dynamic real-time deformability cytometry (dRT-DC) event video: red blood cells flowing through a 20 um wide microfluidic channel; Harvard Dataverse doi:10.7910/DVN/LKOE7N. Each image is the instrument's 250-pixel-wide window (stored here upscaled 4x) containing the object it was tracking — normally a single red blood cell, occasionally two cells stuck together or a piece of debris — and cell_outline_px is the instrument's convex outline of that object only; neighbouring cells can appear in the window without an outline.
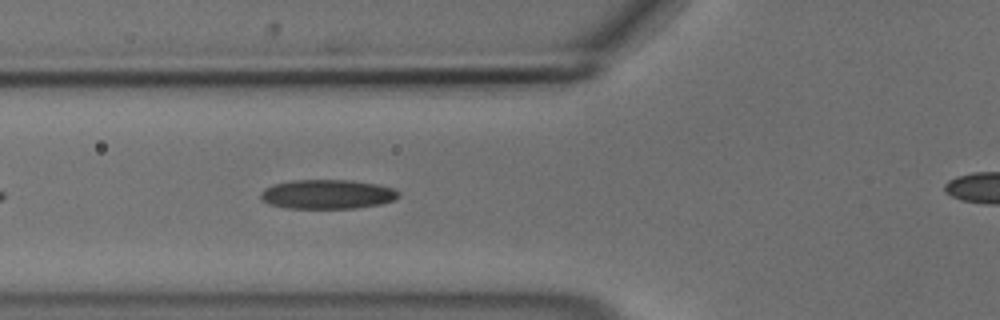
{"species": "common noctule bat (a hibernating species)", "species_latin": "Nyctalus noctula", "temperature_condition": "cold", "stored_images_in_passage": 36, "camera_frame_rate_fps": 3000, "um_per_image_px": 0.085, "animal": {"sex": "male", "body_mass_g": 18.8}, "frame": {"image": 1, "passage_image": 8, "time_ms": 2.333, "image_size_px": [1000, 320], "cell_outline_px": [[400, 196], [396, 200], [380, 204], [356, 208], [284, 208], [268, 204], [260, 200], [260, 192], [264, 188], [272, 184], [292, 180], [352, 180], [376, 184], [392, 188], [400, 192]], "centroid_in_image_um": [27.79, 16.51], "position_along_channel_um": 98.0, "area_um2": 23.87}}
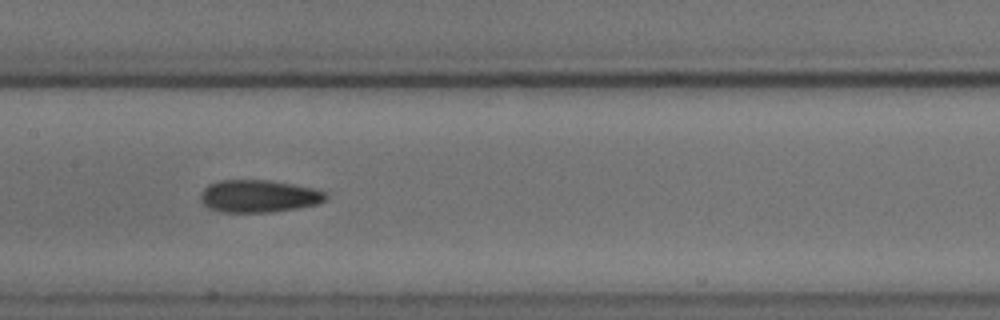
{"frame": {"image": 2, "passage_image": 15, "time_ms": 4.667, "image_size_px": [1000, 320], "cell_outline_px": [[328, 196], [324, 200], [316, 204], [296, 208], [272, 212], [220, 212], [208, 208], [200, 200], [200, 192], [208, 184], [220, 180], [268, 180], [292, 184], [312, 188], [324, 192]], "centroid_in_image_um": [21.93, 16.67], "position_along_channel_um": 185.5, "area_um2": 23.64}}
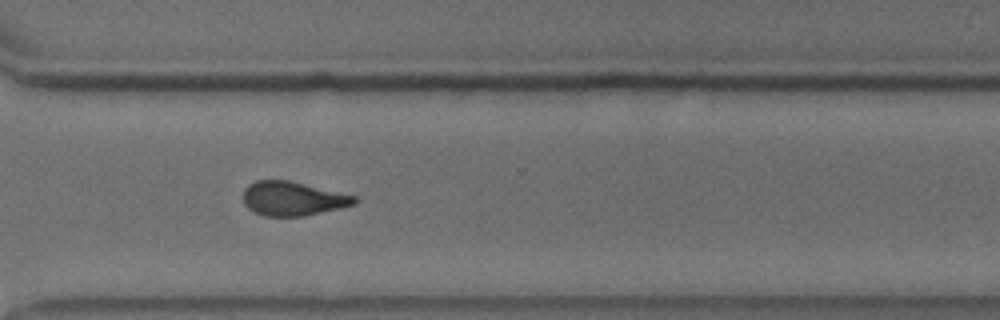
{"frame": {"image": 3, "passage_image": 28, "time_ms": 9.0, "image_size_px": [1000, 320], "cell_outline_px": [[356, 204], [340, 208], [304, 216], [264, 216], [248, 208], [244, 204], [244, 188], [248, 184], [256, 180], [288, 180], [356, 196]], "centroid_in_image_um": [24.87, 16.88], "position_along_channel_um": 345.7, "area_um2": 21.96}}